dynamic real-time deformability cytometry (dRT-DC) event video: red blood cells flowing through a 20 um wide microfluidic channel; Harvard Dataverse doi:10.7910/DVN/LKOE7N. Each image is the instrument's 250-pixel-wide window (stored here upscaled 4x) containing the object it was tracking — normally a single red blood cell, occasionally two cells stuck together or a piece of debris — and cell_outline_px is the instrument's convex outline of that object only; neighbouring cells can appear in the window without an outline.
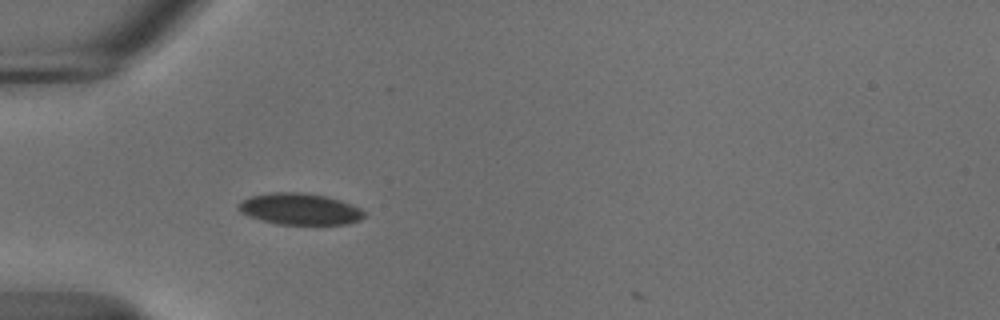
{"species": "common noctule bat (a hibernating species)", "species_latin": "Nyctalus noctula", "temperature_condition": "cold", "stored_images_in_passage": 34, "camera_frame_rate_fps": 3000, "um_per_image_px": 0.085, "animal": {"sex": "male", "body_mass_g": 18.8}, "frame": {"image": 1, "passage_image": 1, "time_ms": 0.0, "image_size_px": [1000, 320], "cell_outline_px": [[364, 216], [360, 220], [348, 224], [276, 224], [260, 220], [248, 216], [240, 212], [236, 208], [236, 204], [252, 196], [272, 192], [304, 192], [324, 196], [340, 200], [360, 208], [364, 212]], "centroid_in_image_um": [25.45, 17.77], "position_along_channel_um": 59.6, "area_um2": 23.06}}
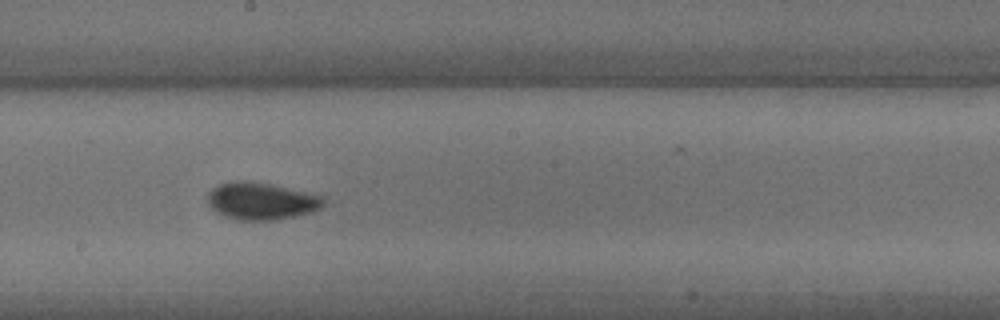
{"frame": {"image": 2, "passage_image": 15, "time_ms": 4.667, "image_size_px": [1000, 320], "cell_outline_px": [[324, 204], [320, 208], [312, 212], [296, 216], [276, 220], [236, 220], [224, 216], [216, 212], [208, 204], [208, 192], [216, 184], [232, 180], [248, 180], [272, 184], [308, 192], [324, 196]], "centroid_in_image_um": [22.19, 17.07], "position_along_channel_um": 226.0, "area_um2": 25.61}}
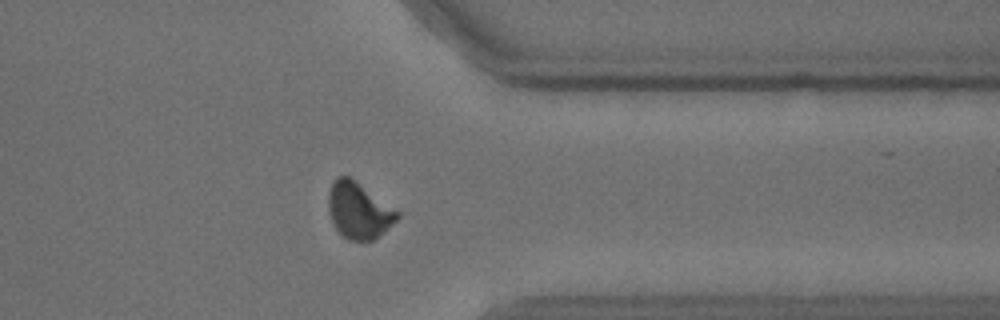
{"frame": {"image": 3, "passage_image": 28, "time_ms": 9.0, "image_size_px": [1000, 320], "cell_outline_px": [[400, 216], [396, 220], [372, 240], [348, 240], [336, 228], [328, 212], [328, 192], [336, 176], [348, 176], [400, 212]], "centroid_in_image_um": [30.46, 17.88], "position_along_channel_um": 380.9, "area_um2": 22.02}}